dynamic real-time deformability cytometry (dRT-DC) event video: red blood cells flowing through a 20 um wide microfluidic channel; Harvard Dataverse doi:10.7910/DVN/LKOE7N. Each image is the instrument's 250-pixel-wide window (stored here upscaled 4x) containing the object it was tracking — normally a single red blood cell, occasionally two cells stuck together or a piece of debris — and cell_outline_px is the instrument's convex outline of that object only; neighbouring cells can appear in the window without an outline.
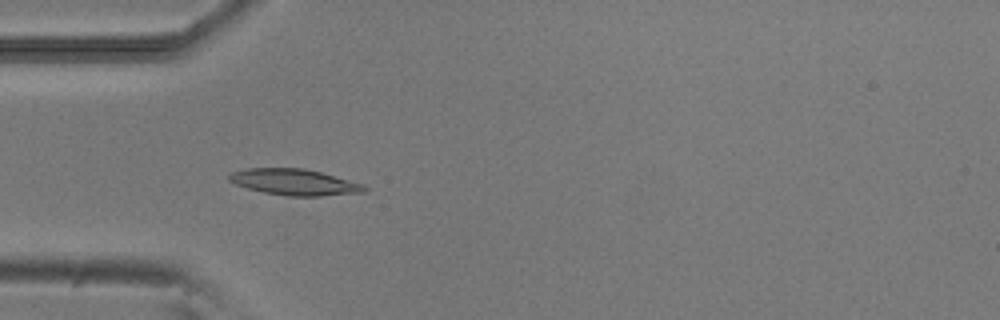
{"species": "common noctule bat (a hibernating species)", "species_latin": "Nyctalus noctula", "temperature_condition": "room temperature", "stored_images_in_passage": 52, "camera_frame_rate_fps": 3000, "um_per_image_px": 0.085, "animal": {"sex": "male", "body_mass_g": 20.5, "forearm_length_mm": 52.5}, "frame": {"image": 1, "passage_image": 15, "time_ms": 4.667, "image_size_px": [1000, 320], "cell_outline_px": [[368, 188], [364, 192], [320, 196], [288, 196], [264, 192], [248, 188], [236, 184], [228, 180], [228, 176], [232, 172], [248, 168], [304, 168], [320, 172], [364, 184]], "centroid_in_image_um": [25.04, 15.48], "position_along_channel_um": 60.0, "area_um2": 20.46}}
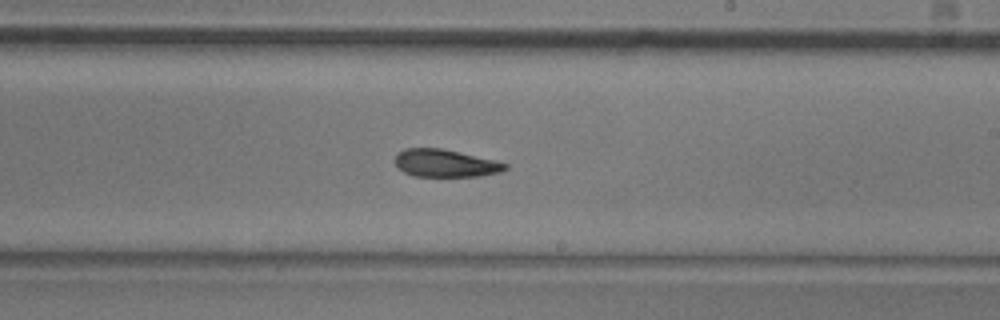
{"frame": {"image": 2, "passage_image": 30, "time_ms": 9.667, "image_size_px": [1000, 320], "cell_outline_px": [[508, 168], [500, 172], [480, 176], [412, 176], [404, 172], [396, 164], [396, 156], [404, 148], [440, 148], [496, 160], [508, 164]], "centroid_in_image_um": [37.88, 13.88], "position_along_channel_um": 251.1, "area_um2": 17.57}}
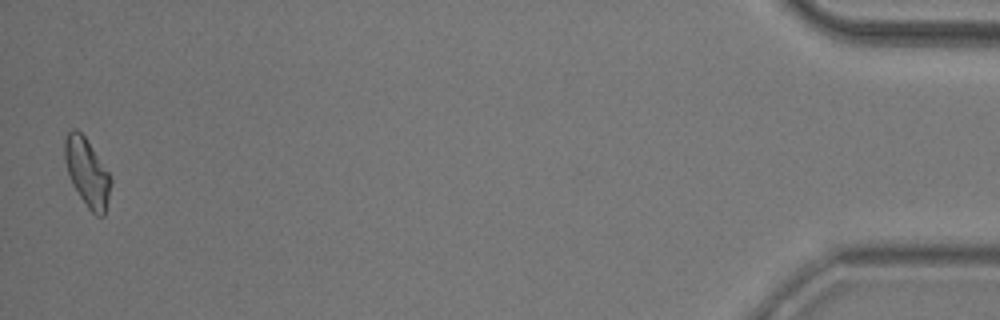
{"frame": {"image": 3, "passage_image": 51, "time_ms": 16.667, "image_size_px": [1000, 320], "cell_outline_px": [[112, 184], [104, 216], [96, 216], [88, 208], [72, 184], [64, 160], [64, 140], [68, 132], [72, 128], [76, 128], [84, 136], [108, 172], [112, 180]], "centroid_in_image_um": [7.4, 14.66], "position_along_channel_um": 427.8, "area_um2": 18.09}, "authors_computed_cell_mechanics": {"area_um2": 18.6116, "velocity_mm_per_s": 3.8456, "shape_relaxation_time_tau1_ms": 5.5838, "shape_relaxation_time_tau2_ms": 5.7594, "deformation_change_tau1": 0.1413, "deformation_change_tau2": 0.1393}}